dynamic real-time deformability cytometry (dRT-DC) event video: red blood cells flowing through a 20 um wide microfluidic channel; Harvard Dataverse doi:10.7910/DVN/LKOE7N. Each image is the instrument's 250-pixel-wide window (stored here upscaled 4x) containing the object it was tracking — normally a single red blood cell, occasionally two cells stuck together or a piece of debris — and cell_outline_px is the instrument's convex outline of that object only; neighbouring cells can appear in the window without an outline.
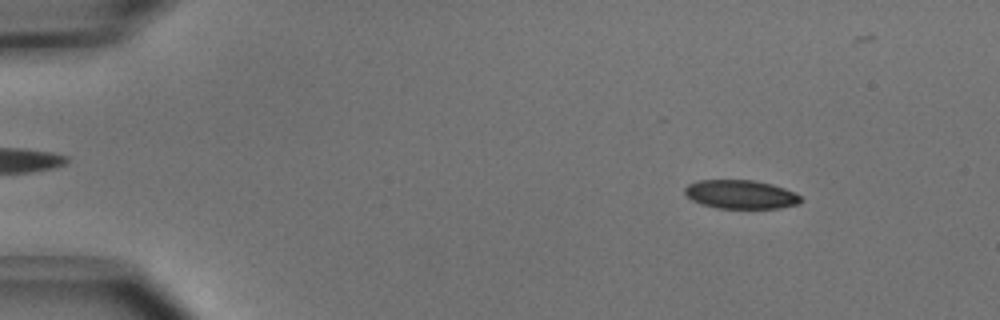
{"species": "common noctule bat (a hibernating species)", "species_latin": "Nyctalus noctula", "temperature_condition": "cold", "stored_images_in_passage": 10, "camera_frame_rate_fps": 3000, "um_per_image_px": 0.085, "animal": {"sex": "male", "body_mass_g": 15.6}, "frame": {"image": 1, "passage_image": 6, "time_ms": 1.667, "image_size_px": [1000, 320], "cell_outline_px": [[804, 200], [800, 204], [780, 208], [716, 208], [700, 204], [692, 200], [684, 192], [684, 188], [688, 184], [696, 180], [752, 180], [772, 184], [796, 192]], "centroid_in_image_um": [62.98, 16.53], "position_along_channel_um": 22.0, "area_um2": 19.65}}